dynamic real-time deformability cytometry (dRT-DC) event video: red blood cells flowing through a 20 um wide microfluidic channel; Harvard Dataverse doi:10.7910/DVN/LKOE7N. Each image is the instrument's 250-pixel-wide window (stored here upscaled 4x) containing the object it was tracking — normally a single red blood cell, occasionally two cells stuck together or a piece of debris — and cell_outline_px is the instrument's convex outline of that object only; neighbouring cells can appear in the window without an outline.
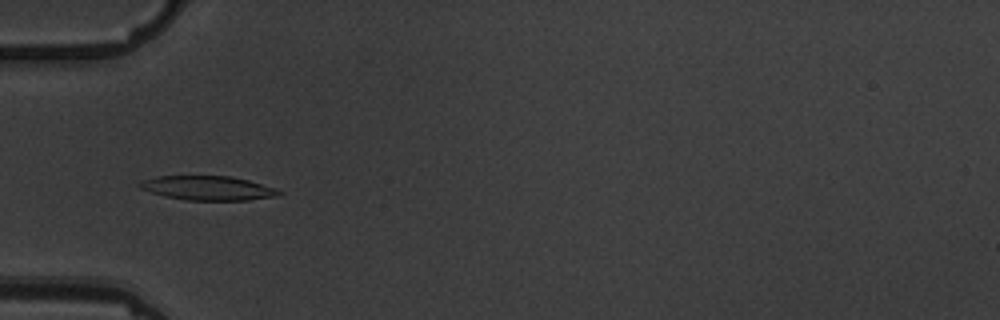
{"species": "common noctule bat (a hibernating species)", "species_latin": "Nyctalus noctula", "temperature_condition": "warm", "stored_images_in_passage": 6, "camera_frame_rate_fps": 3000, "um_per_image_px": 0.085, "animal": {"sex": "male", "body_mass_g": 19.5, "forearm_length_mm": 54.6}, "frame": {"image": 1, "passage_image": 6, "time_ms": 6.333, "image_size_px": [1000, 320], "cell_outline_px": [[284, 192], [280, 196], [248, 200], [184, 200], [164, 196], [140, 188], [136, 184], [140, 180], [156, 176], [232, 176], [248, 180], [276, 188]], "centroid_in_image_um": [17.67, 15.98], "position_along_channel_um": 67.3, "area_um2": 19.88}}